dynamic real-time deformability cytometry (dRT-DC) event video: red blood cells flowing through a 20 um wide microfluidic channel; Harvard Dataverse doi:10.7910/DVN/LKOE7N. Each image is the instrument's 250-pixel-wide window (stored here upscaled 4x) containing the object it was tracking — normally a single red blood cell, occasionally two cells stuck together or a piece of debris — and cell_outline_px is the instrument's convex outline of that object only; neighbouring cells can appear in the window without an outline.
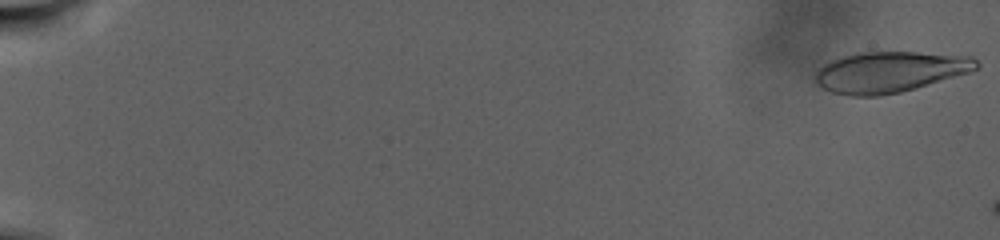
{"species": "human", "species_latin": "Homo sapiens", "temperature_condition": "warm", "stored_images_in_passage": 17, "camera_frame_rate_fps": 3000, "um_per_image_px": 0.085, "donor": {"sex": "male"}, "frame": {"image": 1, "passage_image": 1, "time_ms": 0.0, "image_size_px": [1000, 240], "cell_outline_px": [[980, 64], [976, 68], [968, 72], [900, 92], [880, 96], [852, 96], [832, 92], [816, 84], [812, 76], [824, 64], [832, 60], [856, 52], [916, 52], [972, 56]], "centroid_in_image_um": [75.58, 6.11], "position_along_channel_um": 9.4, "area_um2": 38.09}}